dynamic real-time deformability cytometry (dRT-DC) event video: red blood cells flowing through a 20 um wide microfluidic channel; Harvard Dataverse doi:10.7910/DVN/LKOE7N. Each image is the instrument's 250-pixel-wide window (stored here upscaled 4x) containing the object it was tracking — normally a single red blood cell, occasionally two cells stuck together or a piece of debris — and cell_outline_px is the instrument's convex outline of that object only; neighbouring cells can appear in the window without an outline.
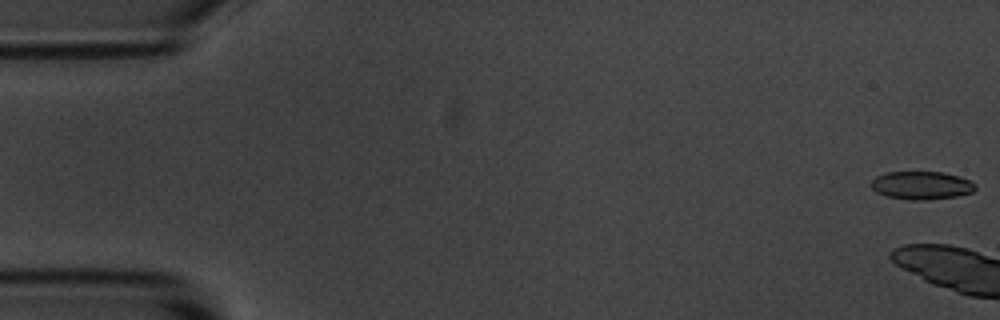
{"species": "common noctule bat (a hibernating species)", "species_latin": "Nyctalus noctula", "temperature_condition": "room temperature", "stored_images_in_passage": 6, "camera_frame_rate_fps": 3000, "um_per_image_px": 0.085, "animal": {"sex": "male", "body_mass_g": 20.1, "forearm_length_mm": 53.5}, "frame": {"image": 1, "passage_image": 1, "time_ms": 0.0, "image_size_px": [1000, 320], "cell_outline_px": [[976, 188], [972, 192], [956, 196], [928, 200], [912, 200], [888, 196], [876, 192], [872, 188], [872, 180], [876, 176], [888, 172], [944, 172], [960, 176], [976, 184]], "centroid_in_image_um": [78.35, 15.75], "position_along_channel_um": 6.7, "area_um2": 16.99}}